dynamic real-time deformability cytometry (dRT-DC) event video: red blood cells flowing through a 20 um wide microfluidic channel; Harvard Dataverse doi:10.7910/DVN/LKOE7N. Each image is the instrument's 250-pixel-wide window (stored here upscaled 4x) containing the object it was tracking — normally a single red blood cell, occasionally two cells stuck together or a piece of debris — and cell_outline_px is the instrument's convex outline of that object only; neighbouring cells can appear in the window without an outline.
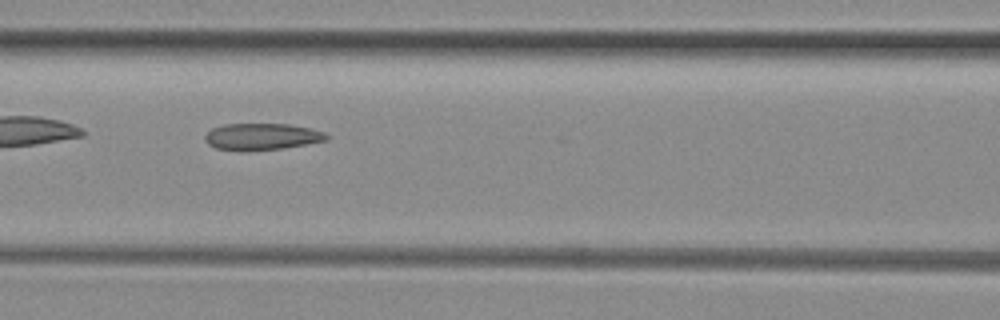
{"species": "common noctule bat (a hibernating species)", "species_latin": "Nyctalus noctula", "temperature_condition": "room temperature", "stored_images_in_passage": 13, "camera_frame_rate_fps": 3000, "um_per_image_px": 0.085, "animal": {"sex": "female", "body_mass_g": 29.2, "forearm_length_mm": 56.3}, "frame": {"image": 1, "passage_image": 6, "time_ms": 1.667, "image_size_px": [1000, 320], "cell_outline_px": [[332, 136], [328, 140], [284, 148], [248, 152], [216, 148], [208, 144], [204, 140], [204, 136], [212, 128], [224, 124], [288, 124], [308, 128], [324, 132]], "centroid_in_image_um": [22.26, 11.63], "position_along_channel_um": 144.3, "area_um2": 19.13}}
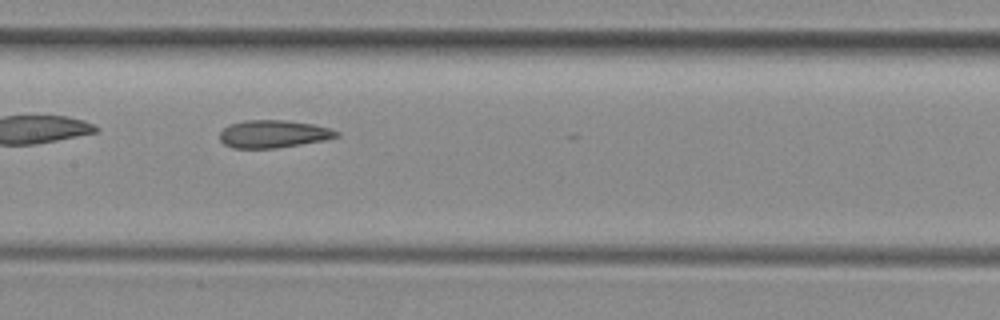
{"frame": {"image": 2, "passage_image": 9, "time_ms": 2.667, "image_size_px": [1000, 320], "cell_outline_px": [[340, 136], [324, 140], [276, 148], [232, 148], [224, 144], [220, 140], [220, 132], [228, 124], [244, 120], [284, 120], [312, 124], [328, 128], [340, 132]], "centroid_in_image_um": [23.21, 11.38], "position_along_channel_um": 184.2, "area_um2": 18.79}}